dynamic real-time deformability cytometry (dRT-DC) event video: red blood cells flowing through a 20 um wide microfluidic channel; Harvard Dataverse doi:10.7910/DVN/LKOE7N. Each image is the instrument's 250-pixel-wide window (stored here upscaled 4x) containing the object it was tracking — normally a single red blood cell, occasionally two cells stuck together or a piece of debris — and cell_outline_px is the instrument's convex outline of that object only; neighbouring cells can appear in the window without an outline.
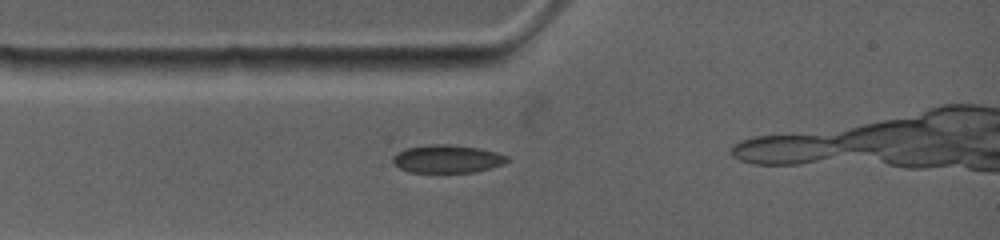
{"species": "common noctule bat (a hibernating species)", "species_latin": "Nyctalus noctula", "temperature_condition": "warm", "stored_images_in_passage": 5, "segment_of_instrument_passage": [1, 2], "camera_frame_rate_fps": 4500, "um_per_image_px": 0.085, "animal": {"sex": "female", "body_mass_g": 19.0, "forearm_length_mm": 53.3}, "frame": {"image": 1, "passage_image": 4, "time_ms": 1.333, "image_size_px": [1000, 240], "cell_outline_px": [[508, 160], [504, 164], [476, 172], [408, 172], [392, 164], [392, 156], [396, 152], [404, 148], [428, 144], [448, 144], [480, 148], [496, 152], [508, 156]], "centroid_in_image_um": [37.97, 13.5], "position_along_channel_um": 47.0, "area_um2": 18.9}}